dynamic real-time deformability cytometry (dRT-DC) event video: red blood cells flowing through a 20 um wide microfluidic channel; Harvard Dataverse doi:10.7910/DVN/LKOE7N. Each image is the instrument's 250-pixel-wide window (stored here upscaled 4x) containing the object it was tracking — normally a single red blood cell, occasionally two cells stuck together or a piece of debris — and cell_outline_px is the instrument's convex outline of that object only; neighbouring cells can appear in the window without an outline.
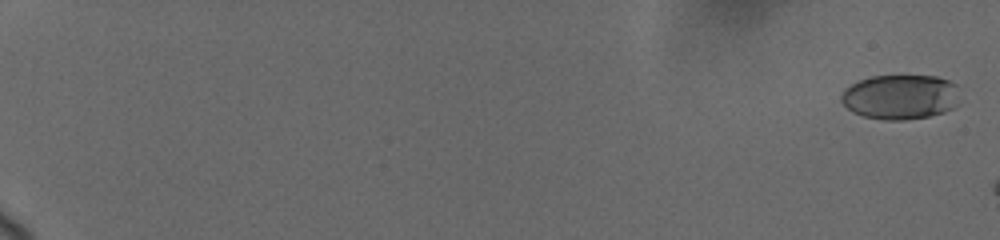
{"species": "human", "species_latin": "Homo sapiens", "temperature_condition": "cold", "stored_images_in_passage": 7, "camera_frame_rate_fps": 3000, "um_per_image_px": 0.085, "donor": {"sex": "female"}, "frame": {"image": 1, "passage_image": 1, "time_ms": 0.0, "image_size_px": [1000, 240], "cell_outline_px": [[956, 104], [952, 108], [944, 112], [928, 116], [904, 120], [884, 120], [864, 116], [852, 112], [840, 100], [840, 96], [844, 88], [860, 80], [872, 76], [936, 76], [948, 80], [956, 84]], "centroid_in_image_um": [76.48, 8.24], "position_along_channel_um": 8.5, "area_um2": 30.75}}